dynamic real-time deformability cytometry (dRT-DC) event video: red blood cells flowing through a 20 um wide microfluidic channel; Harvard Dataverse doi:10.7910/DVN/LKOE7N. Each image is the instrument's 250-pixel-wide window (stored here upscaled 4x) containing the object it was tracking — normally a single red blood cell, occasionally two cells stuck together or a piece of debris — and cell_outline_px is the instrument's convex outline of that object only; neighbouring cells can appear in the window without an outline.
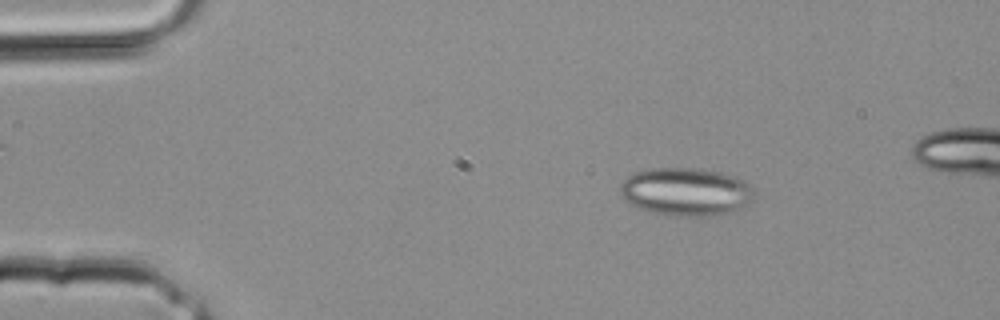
{"species": "common noctule bat (a hibernating species)", "species_latin": "Nyctalus noctula", "temperature_condition": "room temperature", "stored_images_in_passage": 31, "camera_frame_rate_fps": 3000, "um_per_image_px": 0.085, "animal": {"sex": "male", "body_mass_g": 20.4}, "frame": {"image": 1, "passage_image": 5, "time_ms": 1.333, "image_size_px": [1000, 320], "cell_outline_px": [[752, 200], [748, 204], [724, 216], [676, 216], [652, 212], [640, 208], [624, 200], [620, 196], [620, 184], [632, 172], [644, 168], [692, 168], [720, 172], [736, 176], [744, 180], [752, 188]], "centroid_in_image_um": [58.29, 16.3], "position_along_channel_um": 26.7, "area_um2": 37.92}}
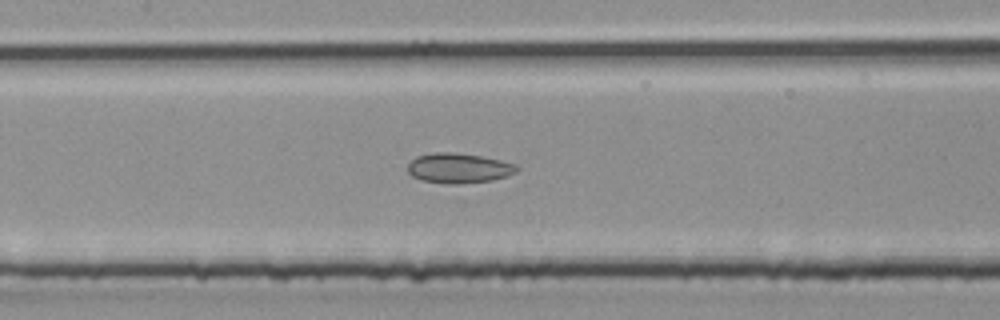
{"frame": {"image": 2, "passage_image": 15, "time_ms": 4.667, "image_size_px": [1000, 320], "cell_outline_px": [[520, 168], [516, 172], [508, 176], [492, 180], [456, 184], [452, 184], [424, 180], [412, 176], [408, 172], [408, 164], [416, 156], [432, 152], [456, 152], [480, 156], [500, 160], [516, 164]], "centroid_in_image_um": [39.01, 14.28], "position_along_channel_um": 168.4, "area_um2": 19.02}}
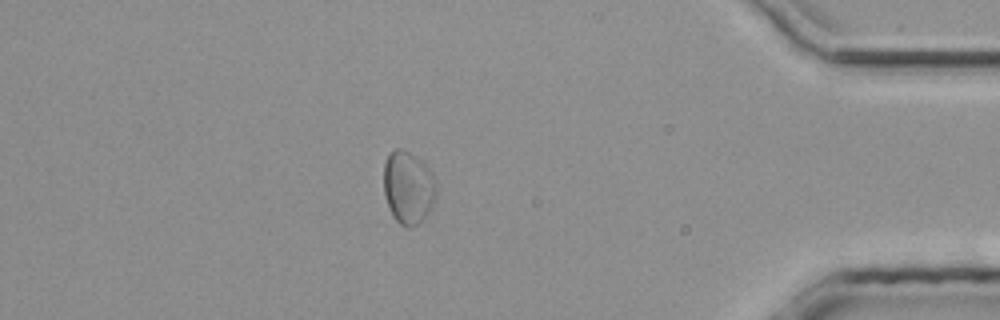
{"frame": {"image": 3, "passage_image": 28, "time_ms": 9.0, "image_size_px": [1000, 320], "cell_outline_px": [[436, 196], [424, 216], [416, 224], [408, 228], [400, 224], [392, 216], [384, 192], [384, 164], [388, 156], [396, 148], [400, 148], [408, 152], [424, 164], [432, 176], [436, 188]], "centroid_in_image_um": [34.66, 15.94], "position_along_channel_um": 400.5, "area_um2": 21.5}}